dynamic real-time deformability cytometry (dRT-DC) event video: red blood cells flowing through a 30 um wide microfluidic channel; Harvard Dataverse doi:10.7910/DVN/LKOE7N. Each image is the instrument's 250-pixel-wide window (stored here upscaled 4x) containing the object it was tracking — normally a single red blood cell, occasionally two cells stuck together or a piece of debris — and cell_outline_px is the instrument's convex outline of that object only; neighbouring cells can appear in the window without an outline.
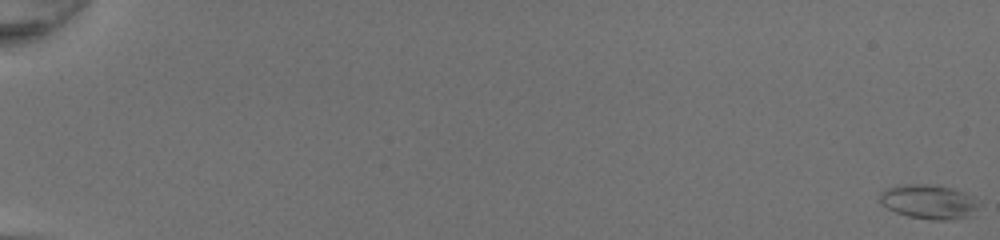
{"species": "common noctule bat (a hibernating species)", "species_latin": "Nyctalus noctula", "temperature_condition": "room temperature", "stored_images_in_passage": 52, "camera_frame_rate_fps": 3000, "um_per_image_px": 0.085, "animal": {"sex": "female", "body_mass_g": 20.0, "forearm_length_mm": 54.0}, "frame": {"image": 1, "passage_image": 1, "time_ms": 0.0, "image_size_px": [1000, 240], "cell_outline_px": [[980, 204], [972, 216], [948, 220], [932, 220], [908, 216], [896, 212], [880, 204], [880, 192], [896, 184], [936, 184], [964, 192], [980, 200]], "centroid_in_image_um": [78.97, 17.14], "position_along_channel_um": 6.0, "area_um2": 20.17}}
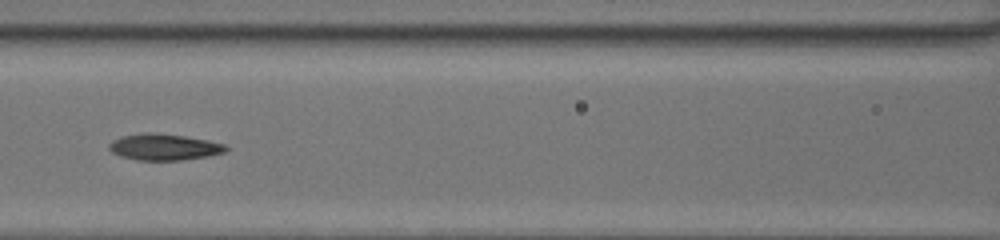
{"frame": {"image": 2, "passage_image": 27, "time_ms": 8.667, "image_size_px": [1000, 240], "cell_outline_px": [[228, 148], [224, 152], [208, 156], [180, 160], [136, 160], [120, 156], [112, 152], [108, 148], [108, 144], [112, 140], [120, 136], [144, 132], [152, 132], [184, 136], [208, 140], [224, 144]], "centroid_in_image_um": [13.89, 12.49], "position_along_channel_um": 152.7, "area_um2": 17.98}}
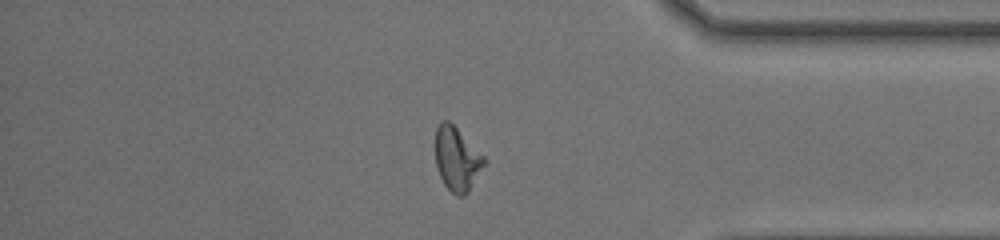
{"frame": {"image": 3, "passage_image": 45, "time_ms": 14.667, "image_size_px": [1000, 240], "cell_outline_px": [[488, 160], [468, 192], [464, 196], [456, 196], [444, 184], [440, 176], [436, 164], [436, 128], [440, 120], [448, 120]], "centroid_in_image_um": [38.85, 13.52], "position_along_channel_um": 396.4, "area_um2": 17.98}, "authors_computed_cell_mechanics": {"area_um2": 18.5249, "velocity_mm_per_s": 4.3147, "shape_relaxation_time_tau1_ms": 8.4686, "shape_relaxation_time_tau2_ms": 1.9854, "deformation_change_tau1": 0.2558, "deformation_change_tau2": 0.104}}